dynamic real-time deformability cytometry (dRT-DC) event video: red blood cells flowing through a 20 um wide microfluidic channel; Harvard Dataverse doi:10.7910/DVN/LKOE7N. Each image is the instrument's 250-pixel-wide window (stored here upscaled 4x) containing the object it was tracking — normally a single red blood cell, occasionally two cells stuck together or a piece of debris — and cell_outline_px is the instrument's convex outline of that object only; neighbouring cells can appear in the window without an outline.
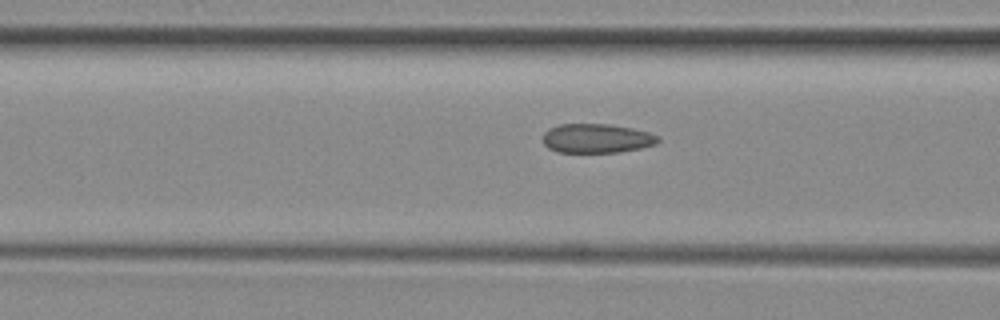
{"species": "common noctule bat (a hibernating species)", "species_latin": "Nyctalus noctula", "temperature_condition": "room temperature", "stored_images_in_passage": 6, "camera_frame_rate_fps": 3000, "um_per_image_px": 0.085, "animal": {"sex": "female", "body_mass_g": 29.2, "forearm_length_mm": 56.3}, "frame": {"image": 1, "passage_image": 6, "time_ms": 5.667, "image_size_px": [1000, 320], "cell_outline_px": [[660, 140], [656, 144], [640, 148], [620, 152], [556, 152], [548, 148], [544, 144], [544, 132], [548, 128], [560, 124], [608, 124], [632, 128], [648, 132], [660, 136]], "centroid_in_image_um": [50.72, 11.76], "position_along_channel_um": 115.9, "area_um2": 19.65}}